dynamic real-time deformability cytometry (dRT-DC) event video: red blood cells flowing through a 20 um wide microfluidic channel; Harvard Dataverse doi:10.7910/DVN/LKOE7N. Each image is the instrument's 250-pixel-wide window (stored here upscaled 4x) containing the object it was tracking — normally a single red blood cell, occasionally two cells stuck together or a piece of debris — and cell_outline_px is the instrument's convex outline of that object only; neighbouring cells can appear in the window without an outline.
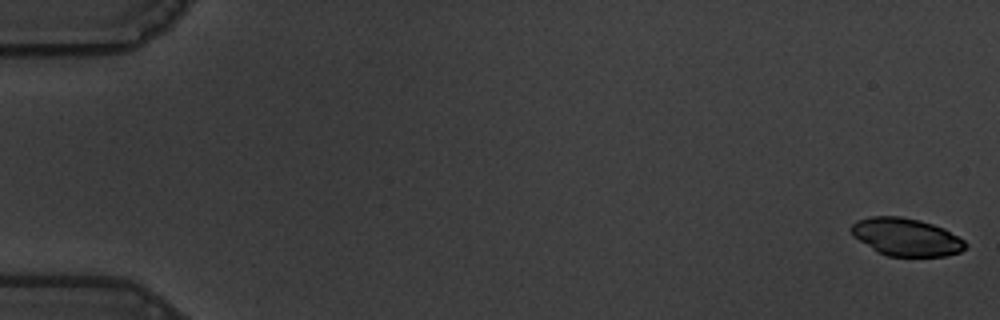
{"species": "common noctule bat (a hibernating species)", "species_latin": "Nyctalus noctula", "temperature_condition": "warm", "stored_images_in_passage": 57, "camera_frame_rate_fps": 3000, "um_per_image_px": 0.085, "animal": {"sex": "male", "body_mass_g": 19.5, "forearm_length_mm": 54.6}, "frame": {"image": 1, "passage_image": 1, "time_ms": 0.0, "image_size_px": [1000, 320], "cell_outline_px": [[968, 244], [960, 252], [944, 256], [888, 256], [876, 252], [852, 236], [848, 228], [856, 220], [872, 216], [900, 216], [920, 220], [944, 228], [964, 240]], "centroid_in_image_um": [76.97, 20.14], "position_along_channel_um": 8.0, "area_um2": 25.32}}
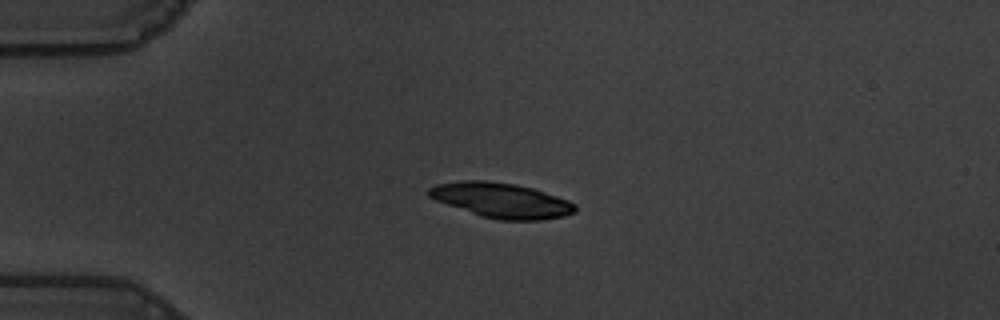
{"frame": {"image": 2, "passage_image": 15, "time_ms": 4.667, "image_size_px": [1000, 320], "cell_outline_px": [[576, 212], [564, 216], [540, 220], [500, 220], [480, 216], [436, 200], [428, 196], [428, 188], [436, 184], [460, 180], [488, 180], [512, 184], [532, 188], [568, 200], [576, 204]], "centroid_in_image_um": [42.61, 17.02], "position_along_channel_um": 42.4, "area_um2": 29.71}}
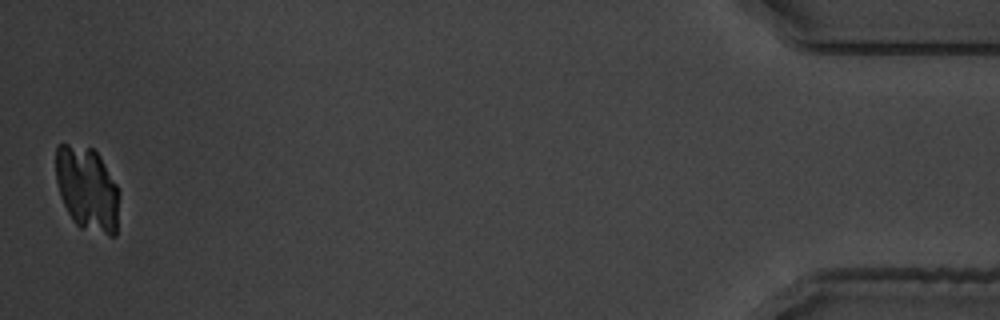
{"frame": {"image": 3, "passage_image": 57, "time_ms": 18.667, "image_size_px": [1000, 320], "cell_outline_px": [[120, 196], [116, 236], [108, 236], [80, 228], [72, 220], [60, 196], [56, 180], [56, 144], [68, 144], [92, 148], [100, 156], [116, 184], [120, 192]], "centroid_in_image_um": [7.43, 16.08], "position_along_channel_um": 427.8, "area_um2": 31.56}}